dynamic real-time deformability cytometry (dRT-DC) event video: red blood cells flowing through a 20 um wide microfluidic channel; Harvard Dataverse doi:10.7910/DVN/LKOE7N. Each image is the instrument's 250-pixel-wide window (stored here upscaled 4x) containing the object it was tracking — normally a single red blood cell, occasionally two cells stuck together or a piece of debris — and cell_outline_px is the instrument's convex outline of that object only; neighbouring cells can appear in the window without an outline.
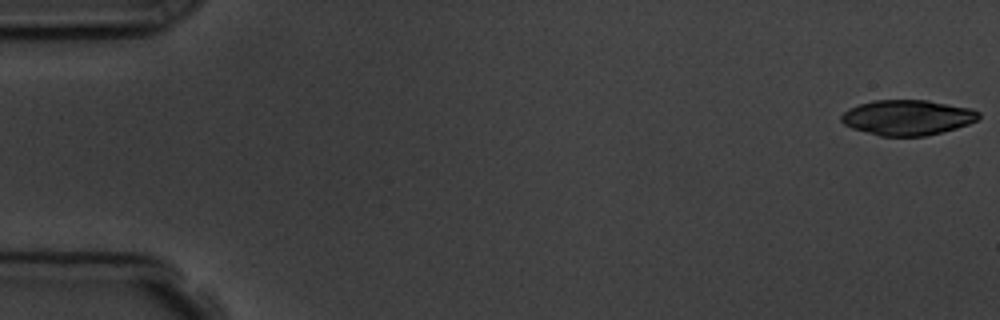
{"species": "common noctule bat (a hibernating species)", "species_latin": "Nyctalus noctula", "temperature_condition": "room temperature", "stored_images_in_passage": 7, "camera_frame_rate_fps": 3000, "um_per_image_px": 0.085, "animal": {"sex": "male", "body_mass_g": 19.5, "forearm_length_mm": 54.6}, "frame": {"image": 1, "passage_image": 1, "time_ms": 0.0, "image_size_px": [1000, 320], "cell_outline_px": [[980, 116], [976, 120], [968, 124], [956, 128], [924, 136], [880, 136], [852, 128], [844, 124], [840, 120], [840, 116], [848, 108], [860, 104], [876, 100], [928, 100], [972, 108], [980, 112]], "centroid_in_image_um": [77.13, 9.98], "position_along_channel_um": 7.9, "area_um2": 28.21}}